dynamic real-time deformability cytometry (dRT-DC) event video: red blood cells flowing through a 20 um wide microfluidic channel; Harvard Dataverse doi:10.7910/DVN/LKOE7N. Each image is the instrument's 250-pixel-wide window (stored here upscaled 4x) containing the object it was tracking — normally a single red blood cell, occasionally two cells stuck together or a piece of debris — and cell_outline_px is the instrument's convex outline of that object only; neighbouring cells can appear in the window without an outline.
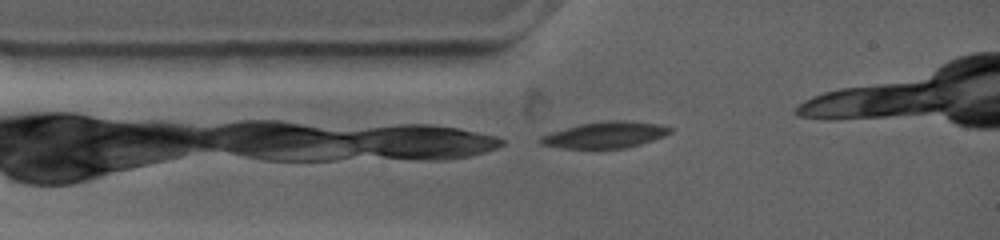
{"species": "common noctule bat (a hibernating species)", "species_latin": "Nyctalus noctula", "temperature_condition": "warm", "stored_images_in_passage": 5, "camera_frame_rate_fps": 4500, "um_per_image_px": 0.085, "animal": {"sex": "female", "body_mass_g": 19.0, "forearm_length_mm": 53.3}, "frame": {"image": 1, "passage_image": 1, "time_ms": 0.0, "image_size_px": [1000, 240], "cell_outline_px": [[676, 128], [672, 132], [664, 136], [640, 144], [624, 148], [560, 148], [540, 144], [536, 140], [540, 136], [564, 128], [580, 124], [604, 120], [624, 120], [660, 124]], "centroid_in_image_um": [51.45, 11.45], "position_along_channel_um": 33.6, "area_um2": 20.06}}
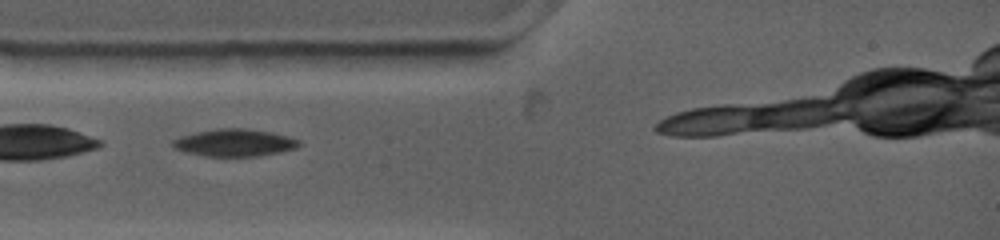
{"frame": {"image": 2, "passage_image": 3, "time_ms": 0.889, "image_size_px": [1000, 240], "cell_outline_px": [[300, 144], [296, 148], [280, 152], [256, 156], [204, 156], [188, 152], [176, 148], [172, 144], [172, 140], [180, 136], [196, 132], [216, 128], [244, 128], [272, 132], [288, 136], [300, 140]], "centroid_in_image_um": [19.95, 12.12], "position_along_channel_um": 65.0, "area_um2": 20.0}}